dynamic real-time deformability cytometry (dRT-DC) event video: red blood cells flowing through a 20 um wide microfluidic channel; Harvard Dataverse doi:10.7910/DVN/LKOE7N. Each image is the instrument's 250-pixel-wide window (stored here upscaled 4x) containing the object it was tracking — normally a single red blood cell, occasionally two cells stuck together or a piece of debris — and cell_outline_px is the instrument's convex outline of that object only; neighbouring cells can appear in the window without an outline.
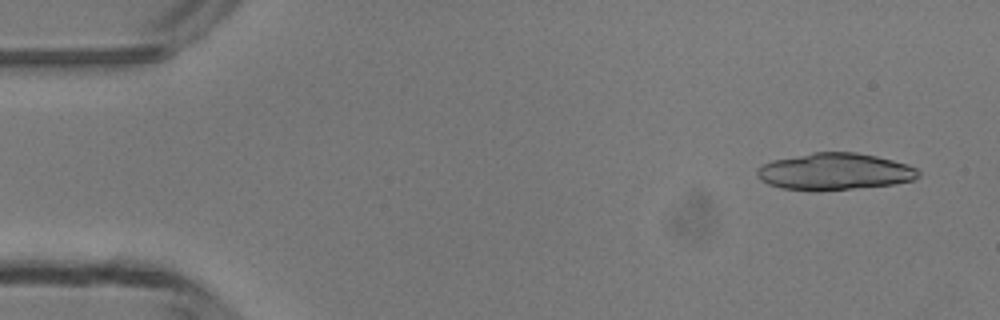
{"species": "common noctule bat (a hibernating species)", "species_latin": "Nyctalus noctula", "temperature_condition": "room temperature", "stored_images_in_passage": 16, "camera_frame_rate_fps": 3000, "um_per_image_px": 0.085, "animal": {"sex": "male", "body_mass_g": 13.3}, "frame": {"image": 1, "passage_image": 3, "time_ms": 0.667, "image_size_px": [1000, 320], "cell_outline_px": [[920, 176], [916, 180], [892, 184], [816, 192], [812, 192], [780, 188], [768, 184], [760, 180], [756, 172], [756, 168], [772, 160], [812, 152], [856, 152], [876, 156], [908, 164], [916, 168], [920, 172]], "centroid_in_image_um": [70.92, 14.59], "position_along_channel_um": 14.1, "area_um2": 35.03}}